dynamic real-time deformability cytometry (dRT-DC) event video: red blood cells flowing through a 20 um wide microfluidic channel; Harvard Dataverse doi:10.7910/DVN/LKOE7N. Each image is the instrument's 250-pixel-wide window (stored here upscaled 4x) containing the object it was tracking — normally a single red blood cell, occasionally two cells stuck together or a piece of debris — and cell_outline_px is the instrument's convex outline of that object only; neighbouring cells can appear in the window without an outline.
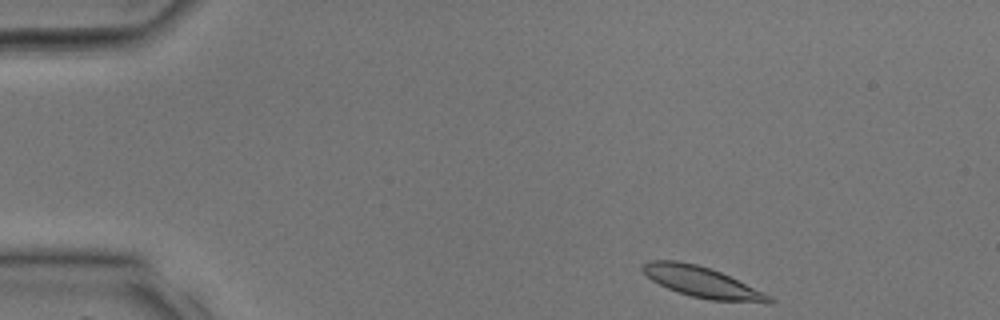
{"species": "common noctule bat (a hibernating species)", "species_latin": "Nyctalus noctula", "temperature_condition": "room temperature", "stored_images_in_passage": 31, "camera_frame_rate_fps": 3000, "um_per_image_px": 0.085, "animal": {"sex": "male", "body_mass_g": 17.9, "forearm_length_mm": 54.2}, "frame": {"image": 1, "passage_image": 1, "time_ms": 0.0, "image_size_px": [1000, 320], "cell_outline_px": [[776, 300], [772, 304], [708, 300], [676, 292], [652, 280], [640, 268], [648, 260], [676, 260], [696, 264], [720, 272], [764, 292], [772, 296]], "centroid_in_image_um": [59.73, 24.01], "position_along_channel_um": 25.3, "area_um2": 22.72}}
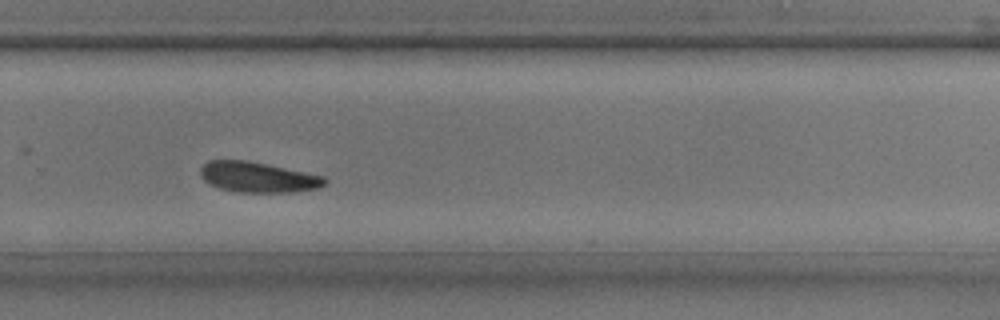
{"frame": {"image": 2, "passage_image": 20, "time_ms": 6.333, "image_size_px": [1000, 320], "cell_outline_px": [[328, 180], [320, 188], [292, 192], [240, 192], [220, 188], [204, 180], [200, 176], [200, 168], [208, 160], [248, 160], [268, 164], [324, 176]], "centroid_in_image_um": [21.93, 15.05], "position_along_channel_um": 307.9, "area_um2": 22.02}}
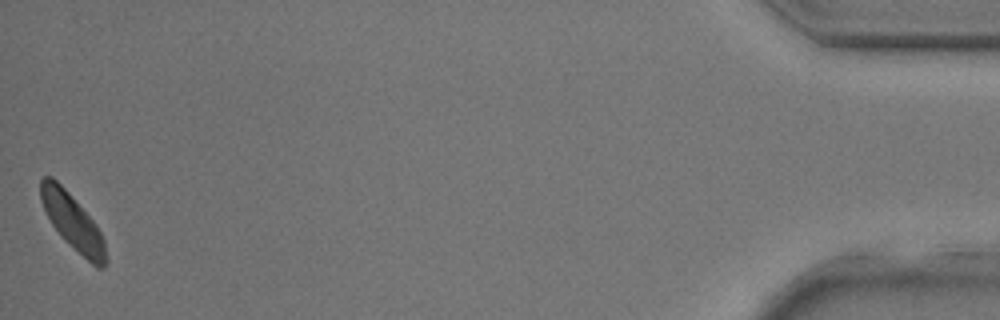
{"frame": {"image": 3, "passage_image": 31, "time_ms": 10.0, "image_size_px": [1000, 320], "cell_outline_px": [[108, 264], [104, 268], [96, 268], [64, 240], [60, 236], [52, 224], [40, 200], [40, 180], [44, 176], [52, 176], [68, 192], [96, 224], [104, 240], [108, 260]], "centroid_in_image_um": [6.2, 18.91], "position_along_channel_um": 429.0, "area_um2": 21.15}}